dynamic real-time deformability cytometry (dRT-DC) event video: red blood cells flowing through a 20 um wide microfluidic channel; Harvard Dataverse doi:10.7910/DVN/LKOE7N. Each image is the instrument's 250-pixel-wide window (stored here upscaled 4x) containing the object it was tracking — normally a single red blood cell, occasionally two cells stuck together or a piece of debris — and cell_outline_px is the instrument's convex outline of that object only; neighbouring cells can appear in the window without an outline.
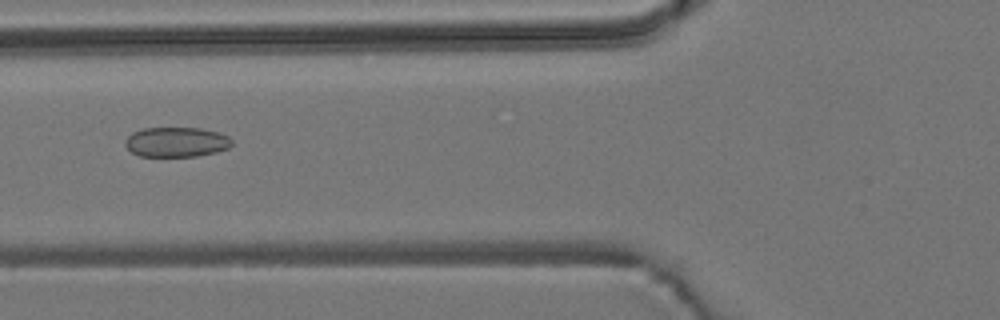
{"species": "common noctule bat (a hibernating species)", "species_latin": "Nyctalus noctula", "temperature_condition": "room temperature", "stored_images_in_passage": 8, "camera_frame_rate_fps": 3000, "um_per_image_px": 0.085, "animal": {"sex": "male", "body_mass_g": 19.2, "forearm_length_mm": 51.8}, "frame": {"image": 1, "passage_image": 6, "time_ms": 6.333, "image_size_px": [1000, 320], "cell_outline_px": [[232, 144], [228, 148], [216, 152], [196, 156], [140, 156], [132, 152], [124, 144], [124, 140], [132, 132], [144, 128], [200, 128], [216, 132], [228, 136], [232, 140]], "centroid_in_image_um": [14.97, 12.07], "position_along_channel_um": 110.8, "area_um2": 18.5}}
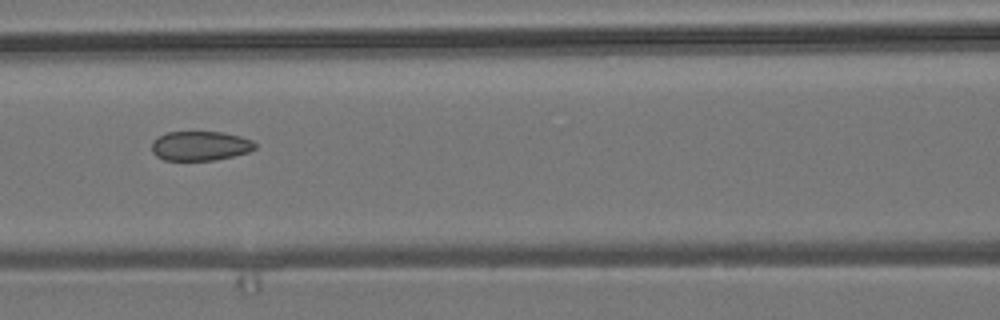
{"frame": {"image": 2, "passage_image": 7, "time_ms": 7.333, "image_size_px": [1000, 320], "cell_outline_px": [[256, 148], [248, 152], [216, 160], [164, 160], [156, 156], [152, 152], [152, 140], [168, 132], [224, 132], [240, 136], [252, 140], [256, 144]], "centroid_in_image_um": [17.02, 12.4], "position_along_channel_um": 149.6, "area_um2": 17.74}}
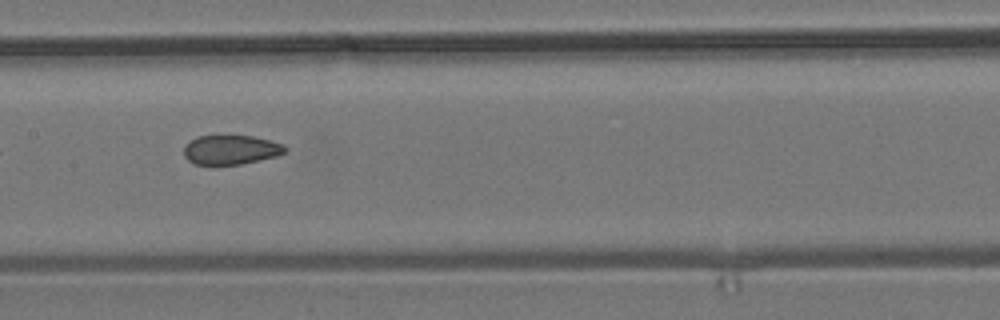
{"frame": {"image": 3, "passage_image": 8, "time_ms": 8.333, "image_size_px": [1000, 320], "cell_outline_px": [[288, 148], [284, 152], [276, 156], [260, 160], [240, 164], [192, 164], [184, 156], [184, 144], [196, 136], [252, 136], [272, 140], [284, 144]], "centroid_in_image_um": [19.62, 12.72], "position_along_channel_um": 187.8, "area_um2": 17.4}}